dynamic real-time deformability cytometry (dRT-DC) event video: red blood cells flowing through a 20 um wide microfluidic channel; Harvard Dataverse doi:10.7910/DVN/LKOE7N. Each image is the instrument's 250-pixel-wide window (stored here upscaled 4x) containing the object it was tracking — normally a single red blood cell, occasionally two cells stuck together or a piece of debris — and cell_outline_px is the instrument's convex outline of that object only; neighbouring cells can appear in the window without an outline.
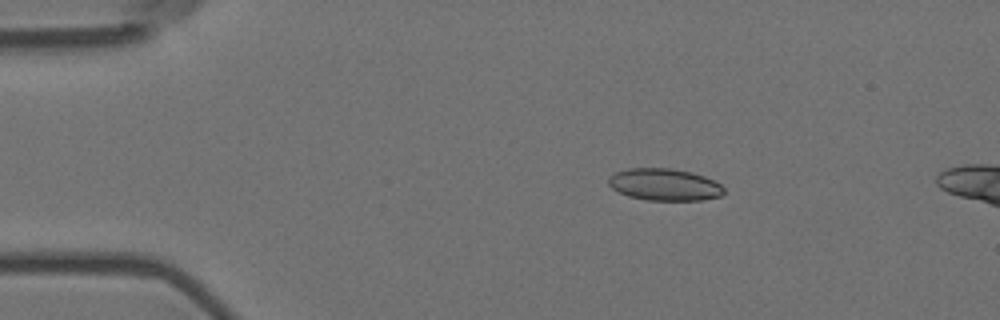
{"species": "Egyptian fruit bat (a non-hibernating species)", "species_latin": "Rousettus aegyptiacus", "temperature_condition": "room temperature", "stored_images_in_passage": 3, "camera_frame_rate_fps": 3000, "um_per_image_px": 0.085, "animal": {"sex": "female"}, "frame": {"image": 1, "passage_image": 1, "time_ms": 0.0, "image_size_px": [1000, 320], "cell_outline_px": [[724, 192], [720, 196], [700, 200], [644, 200], [628, 196], [612, 188], [608, 184], [608, 176], [616, 172], [628, 168], [668, 168], [692, 172], [704, 176], [720, 184], [724, 188]], "centroid_in_image_um": [56.45, 15.69], "position_along_channel_um": 28.5, "area_um2": 21.5}}
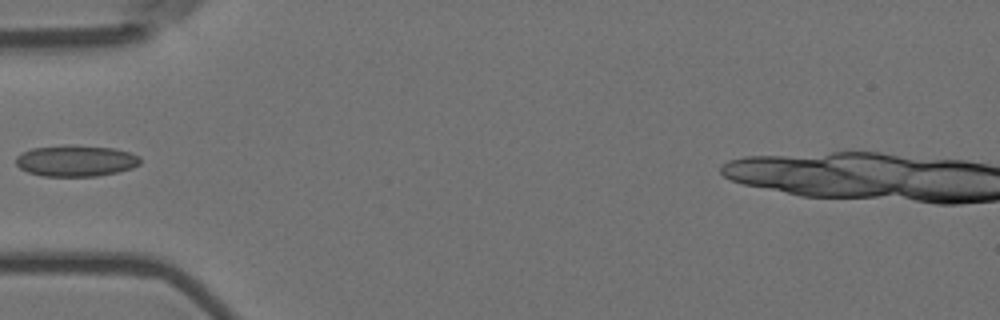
{"frame": {"image": 2, "passage_image": 3, "time_ms": 0.667, "image_size_px": [1000, 320], "cell_outline_px": [[140, 164], [132, 168], [116, 172], [96, 176], [44, 176], [28, 172], [20, 168], [16, 164], [16, 156], [32, 148], [68, 144], [76, 144], [116, 148], [140, 156]], "centroid_in_image_um": [6.46, 13.65], "position_along_channel_um": 78.5, "area_um2": 22.83}}